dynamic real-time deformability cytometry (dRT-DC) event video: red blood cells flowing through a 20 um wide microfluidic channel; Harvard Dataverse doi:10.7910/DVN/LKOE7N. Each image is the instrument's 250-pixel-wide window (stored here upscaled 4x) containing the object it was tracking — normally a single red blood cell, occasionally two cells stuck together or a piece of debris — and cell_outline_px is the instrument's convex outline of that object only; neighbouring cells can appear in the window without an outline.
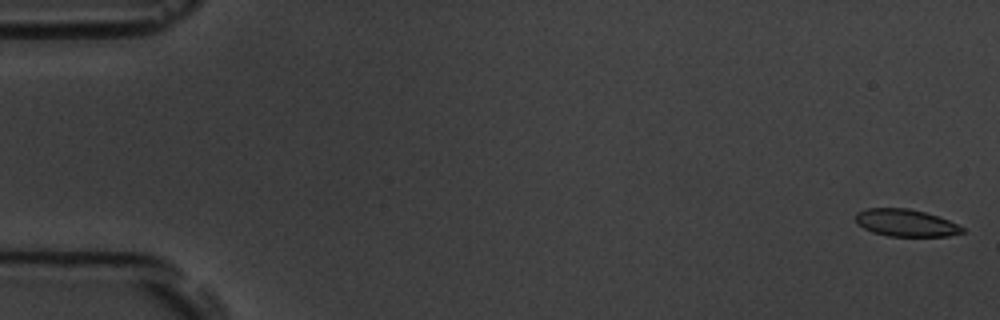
{"species": "common noctule bat (a hibernating species)", "species_latin": "Nyctalus noctula", "temperature_condition": "room temperature", "stored_images_in_passage": 7, "camera_frame_rate_fps": 3000, "um_per_image_px": 0.085, "animal": {"sex": "male", "body_mass_g": 19.5, "forearm_length_mm": 54.6}, "frame": {"image": 1, "passage_image": 1, "time_ms": 0.0, "image_size_px": [1000, 320], "cell_outline_px": [[964, 232], [948, 236], [888, 236], [872, 232], [856, 224], [856, 212], [864, 208], [908, 208], [924, 212], [948, 220], [964, 228]], "centroid_in_image_um": [76.94, 18.94], "position_along_channel_um": 8.1, "area_um2": 16.88}}
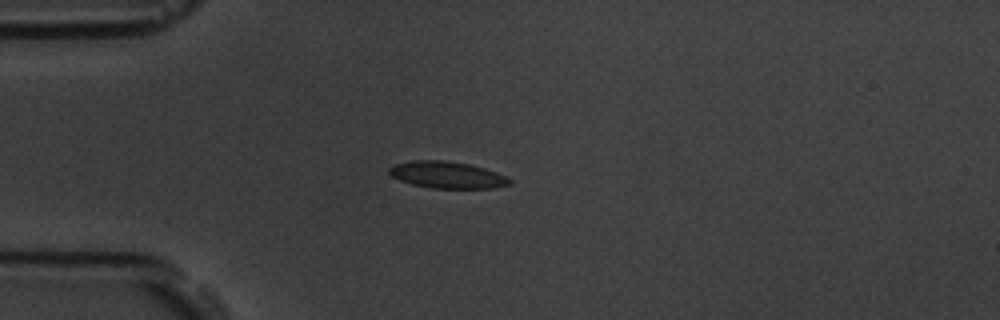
{"frame": {"image": 2, "passage_image": 5, "time_ms": 4.667, "image_size_px": [1000, 320], "cell_outline_px": [[512, 184], [492, 188], [432, 188], [412, 184], [400, 180], [392, 176], [388, 172], [388, 168], [392, 164], [412, 160], [444, 160], [468, 164], [484, 168], [508, 176], [512, 180]], "centroid_in_image_um": [38.0, 14.86], "position_along_channel_um": 47.0, "area_um2": 18.9}}
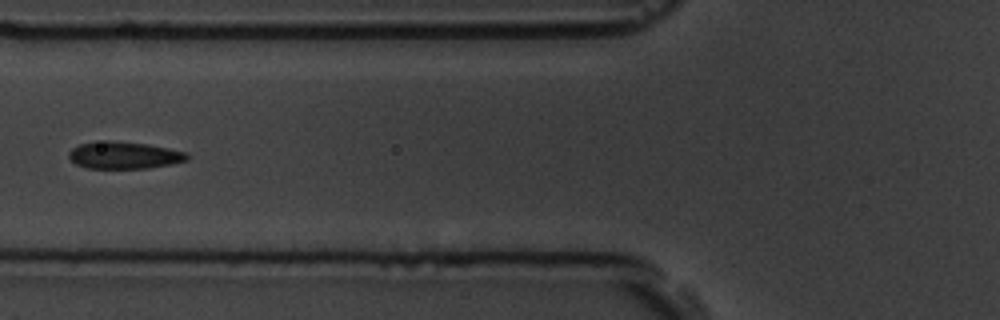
{"frame": {"image": 3, "passage_image": 7, "time_ms": 7.0, "image_size_px": [1000, 320], "cell_outline_px": [[188, 160], [148, 168], [88, 168], [76, 164], [68, 156], [68, 152], [72, 148], [80, 144], [108, 140], [148, 144], [188, 152]], "centroid_in_image_um": [10.55, 13.19], "position_along_channel_um": 115.3, "area_um2": 18.55}}